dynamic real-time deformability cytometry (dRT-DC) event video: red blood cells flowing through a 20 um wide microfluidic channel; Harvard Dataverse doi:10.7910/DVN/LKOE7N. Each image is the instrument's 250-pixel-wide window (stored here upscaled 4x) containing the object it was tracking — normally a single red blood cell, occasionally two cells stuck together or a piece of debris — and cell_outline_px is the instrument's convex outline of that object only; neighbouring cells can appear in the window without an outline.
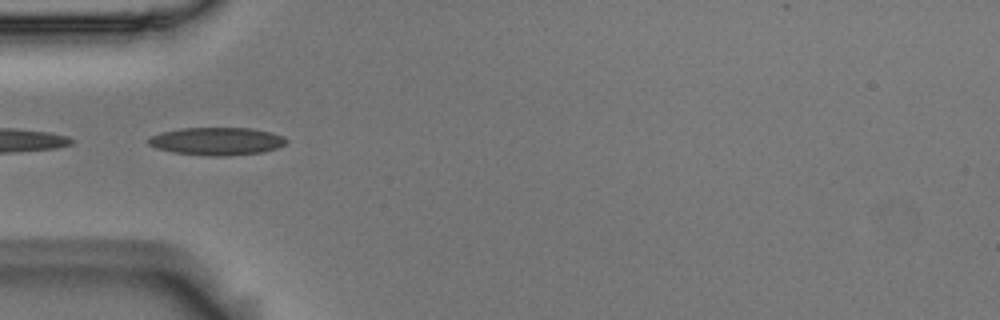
{"species": "Egyptian fruit bat (a non-hibernating species)", "species_latin": "Rousettus aegyptiacus", "temperature_condition": "room temperature", "stored_images_in_passage": 8, "camera_frame_rate_fps": 3000, "um_per_image_px": 0.085, "animal": {"sex": "male"}, "frame": {"image": 1, "passage_image": 2, "time_ms": 0.333, "image_size_px": [1000, 320], "cell_outline_px": [[288, 140], [284, 144], [276, 148], [264, 152], [228, 156], [208, 156], [172, 152], [156, 148], [148, 144], [148, 136], [160, 132], [180, 128], [252, 128], [272, 132], [284, 136]], "centroid_in_image_um": [18.41, 12.0], "position_along_channel_um": 66.6, "area_um2": 22.6}}
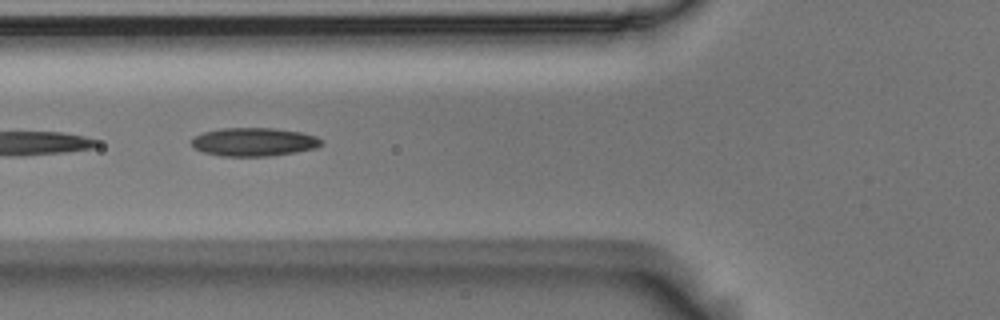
{"frame": {"image": 2, "passage_image": 5, "time_ms": 1.333, "image_size_px": [1000, 320], "cell_outline_px": [[324, 144], [316, 148], [296, 152], [268, 156], [220, 156], [204, 152], [196, 148], [192, 144], [192, 140], [196, 136], [204, 132], [220, 128], [272, 128], [300, 132], [316, 136], [324, 140]], "centroid_in_image_um": [21.63, 12.06], "position_along_channel_um": 104.2, "area_um2": 21.44}}